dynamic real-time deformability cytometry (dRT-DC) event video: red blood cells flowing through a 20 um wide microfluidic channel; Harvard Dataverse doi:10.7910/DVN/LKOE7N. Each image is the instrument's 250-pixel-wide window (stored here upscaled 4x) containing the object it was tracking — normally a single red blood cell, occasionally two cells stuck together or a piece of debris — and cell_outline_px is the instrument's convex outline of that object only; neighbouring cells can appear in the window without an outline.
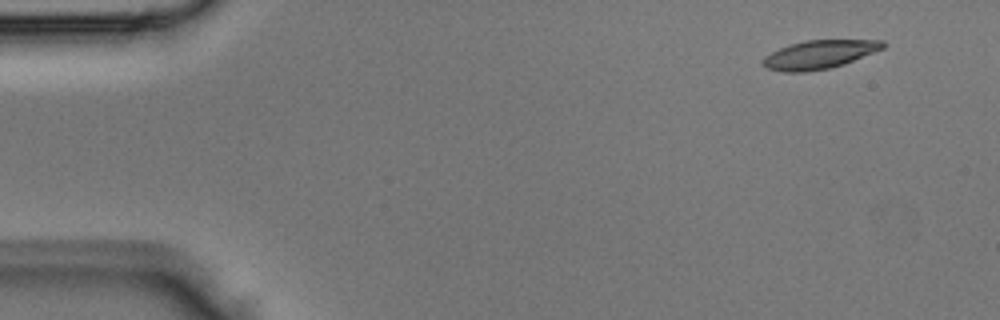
{"species": "Egyptian fruit bat (a non-hibernating species)", "species_latin": "Rousettus aegyptiacus", "temperature_condition": "room temperature", "stored_images_in_passage": 3, "camera_frame_rate_fps": 3000, "um_per_image_px": 0.085, "animal": {"sex": "male"}, "frame": {"image": 1, "passage_image": 1, "time_ms": 0.0, "image_size_px": [1000, 320], "cell_outline_px": [[888, 44], [884, 48], [844, 64], [828, 68], [804, 72], [784, 72], [768, 68], [760, 60], [764, 56], [780, 48], [804, 40], [884, 40]], "centroid_in_image_um": [69.66, 4.62], "position_along_channel_um": 15.3, "area_um2": 19.83}}